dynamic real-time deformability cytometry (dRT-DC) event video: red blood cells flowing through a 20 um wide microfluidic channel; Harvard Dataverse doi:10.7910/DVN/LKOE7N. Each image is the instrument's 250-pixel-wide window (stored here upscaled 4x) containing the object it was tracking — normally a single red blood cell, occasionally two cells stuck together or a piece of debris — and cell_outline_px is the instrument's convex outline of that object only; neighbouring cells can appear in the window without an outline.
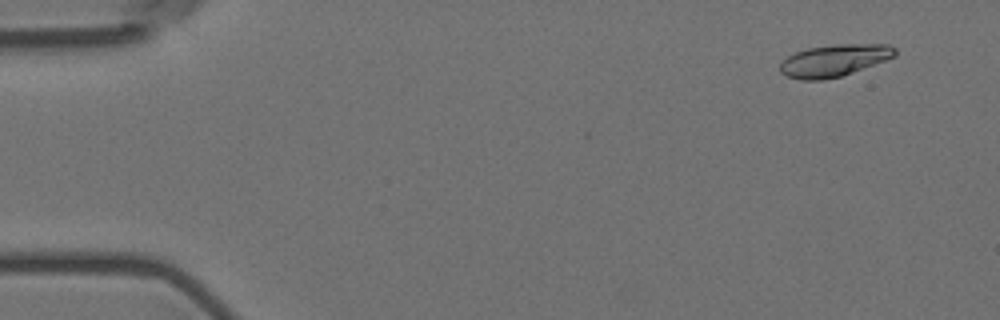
{"species": "Egyptian fruit bat (a non-hibernating species)", "species_latin": "Rousettus aegyptiacus", "temperature_condition": "room temperature", "stored_images_in_passage": 8, "camera_frame_rate_fps": 3000, "um_per_image_px": 0.085, "animal": {"sex": "female"}, "frame": {"image": 1, "passage_image": 1, "time_ms": 0.0, "image_size_px": [1000, 320], "cell_outline_px": [[896, 56], [852, 72], [840, 76], [824, 80], [800, 80], [784, 76], [780, 72], [780, 64], [788, 56], [796, 52], [808, 48], [836, 44], [888, 44], [896, 48]], "centroid_in_image_um": [70.89, 5.14], "position_along_channel_um": 14.1, "area_um2": 21.39}}
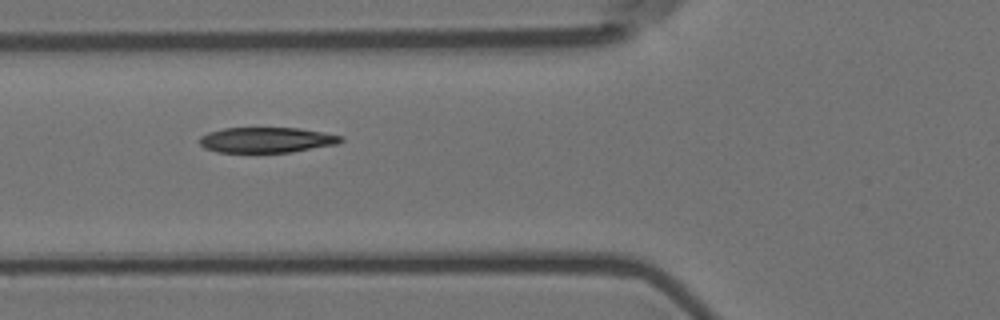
{"frame": {"image": 2, "passage_image": 6, "time_ms": 1.667, "image_size_px": [1000, 320], "cell_outline_px": [[344, 140], [336, 144], [292, 152], [216, 152], [204, 148], [200, 144], [200, 136], [208, 132], [224, 128], [296, 128], [324, 132], [344, 136]], "centroid_in_image_um": [22.66, 11.89], "position_along_channel_um": 103.1, "area_um2": 20.92}}
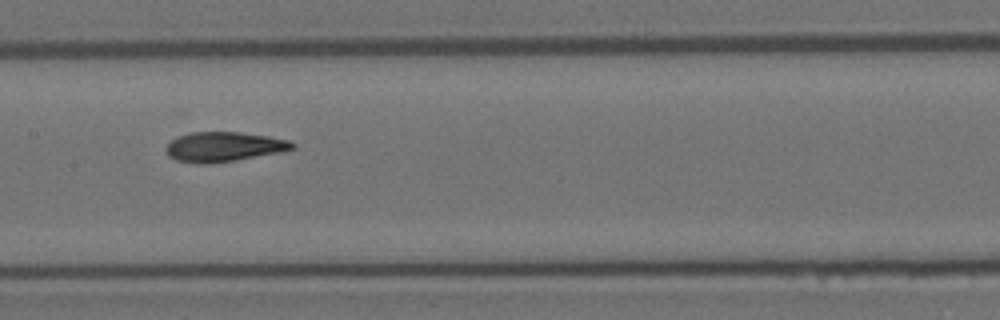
{"frame": {"image": 3, "passage_image": 8, "time_ms": 2.333, "image_size_px": [1000, 320], "cell_outline_px": [[296, 148], [284, 152], [236, 160], [208, 164], [196, 164], [176, 160], [168, 156], [164, 148], [176, 136], [192, 132], [240, 132], [268, 136], [288, 140], [296, 144]], "centroid_in_image_um": [19.03, 12.48], "position_along_channel_um": 188.4, "area_um2": 22.2}}